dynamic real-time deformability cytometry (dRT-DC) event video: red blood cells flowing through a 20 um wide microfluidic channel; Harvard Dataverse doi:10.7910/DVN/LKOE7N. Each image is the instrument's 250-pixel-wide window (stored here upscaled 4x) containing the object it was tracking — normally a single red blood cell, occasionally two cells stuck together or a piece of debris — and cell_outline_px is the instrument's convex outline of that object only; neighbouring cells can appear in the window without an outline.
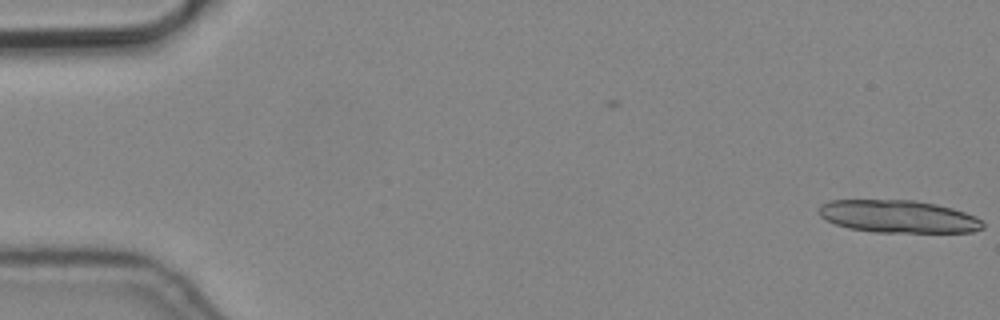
{"species": "common noctule bat (a hibernating species)", "species_latin": "Nyctalus noctula", "temperature_condition": "cold", "stored_images_in_passage": 3, "camera_frame_rate_fps": 3000, "um_per_image_px": 0.085, "animal": {"sex": "male", "body_mass_g": 19.2, "forearm_length_mm": 51.8}, "frame": {"image": 1, "passage_image": 3, "time_ms": 0.667, "image_size_px": [1000, 320], "cell_outline_px": [[984, 228], [972, 232], [872, 232], [848, 228], [836, 224], [820, 216], [816, 208], [820, 204], [828, 200], [916, 200], [936, 204], [952, 208], [976, 216], [984, 224]], "centroid_in_image_um": [76.32, 18.4], "position_along_channel_um": 8.7, "area_um2": 31.33}}